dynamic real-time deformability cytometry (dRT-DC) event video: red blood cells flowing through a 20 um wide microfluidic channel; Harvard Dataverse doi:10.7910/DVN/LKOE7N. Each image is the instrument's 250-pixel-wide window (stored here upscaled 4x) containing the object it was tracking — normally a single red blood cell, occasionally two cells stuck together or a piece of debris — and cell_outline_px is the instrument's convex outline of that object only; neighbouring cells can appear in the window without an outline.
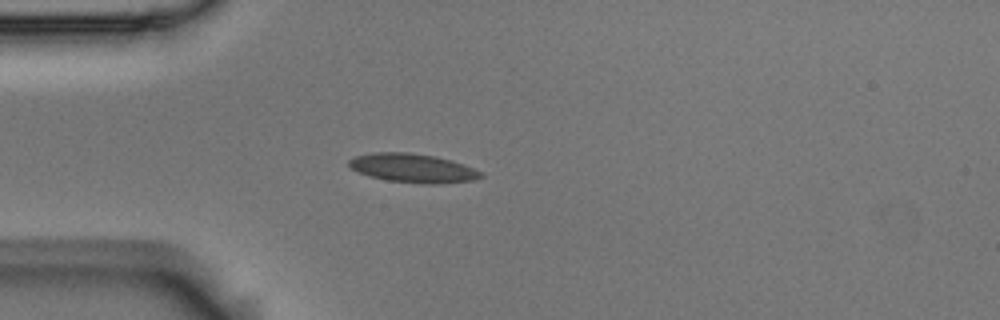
{"species": "Egyptian fruit bat (a non-hibernating species)", "species_latin": "Rousettus aegyptiacus", "temperature_condition": "room temperature", "stored_images_in_passage": 3, "camera_frame_rate_fps": 3000, "um_per_image_px": 0.085, "animal": {"sex": "male"}, "frame": {"image": 1, "passage_image": 3, "time_ms": 0.667, "image_size_px": [1000, 320], "cell_outline_px": [[484, 176], [472, 180], [440, 184], [424, 184], [388, 180], [368, 176], [352, 168], [348, 164], [348, 160], [356, 156], [376, 152], [408, 152], [432, 156], [452, 160], [484, 172]], "centroid_in_image_um": [35.12, 14.29], "position_along_channel_um": 49.9, "area_um2": 22.08}}